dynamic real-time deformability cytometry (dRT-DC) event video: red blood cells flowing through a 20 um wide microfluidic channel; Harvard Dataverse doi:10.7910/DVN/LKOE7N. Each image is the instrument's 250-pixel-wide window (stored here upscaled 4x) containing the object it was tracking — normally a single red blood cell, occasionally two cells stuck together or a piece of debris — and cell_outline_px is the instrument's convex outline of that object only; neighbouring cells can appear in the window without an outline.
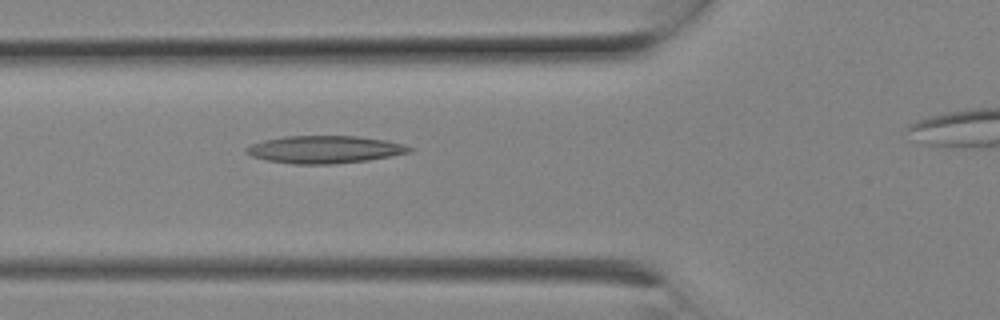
{"species": "Egyptian fruit bat (a non-hibernating species)", "species_latin": "Rousettus aegyptiacus", "temperature_condition": "room temperature", "stored_images_in_passage": 5, "segment_of_instrument_passage": [1, 2], "camera_frame_rate_fps": 3000, "um_per_image_px": 0.085, "animal": {"sex": "female"}, "frame": {"image": 1, "passage_image": 4, "time_ms": 1.0, "image_size_px": [1000, 320], "cell_outline_px": [[412, 152], [392, 156], [368, 160], [332, 164], [292, 164], [264, 160], [252, 156], [244, 152], [244, 148], [252, 144], [264, 140], [284, 136], [356, 136], [384, 140], [404, 144], [412, 148]], "centroid_in_image_um": [27.57, 12.71], "position_along_channel_um": 98.2, "area_um2": 26.24}}